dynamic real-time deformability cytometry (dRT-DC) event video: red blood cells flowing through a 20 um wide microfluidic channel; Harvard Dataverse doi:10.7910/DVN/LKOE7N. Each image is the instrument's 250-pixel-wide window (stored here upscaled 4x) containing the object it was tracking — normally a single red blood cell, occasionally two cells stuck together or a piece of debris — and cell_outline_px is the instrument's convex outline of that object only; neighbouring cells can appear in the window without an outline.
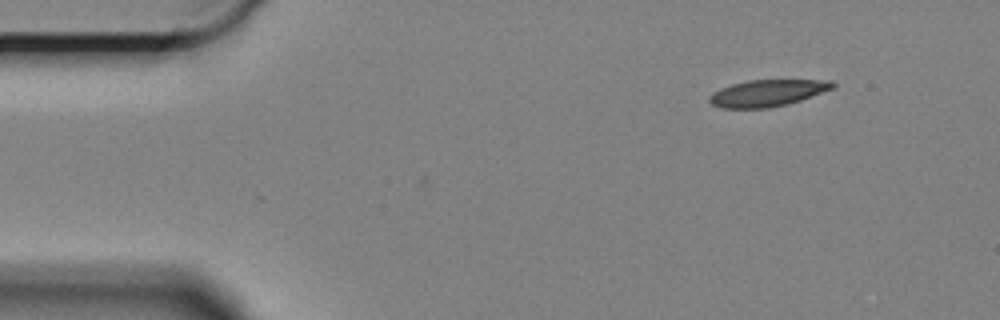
{"species": "Egyptian fruit bat (a non-hibernating species)", "species_latin": "Rousettus aegyptiacus", "temperature_condition": "cold", "stored_images_in_passage": 43, "camera_frame_rate_fps": 3000, "um_per_image_px": 0.085, "animal": {"sex": "female"}, "frame": {"image": 1, "passage_image": 1, "time_ms": 0.0, "image_size_px": [1000, 320], "cell_outline_px": [[836, 84], [832, 88], [800, 100], [788, 104], [768, 108], [720, 108], [712, 104], [708, 100], [708, 96], [712, 92], [720, 88], [732, 84], [748, 80], [832, 80]], "centroid_in_image_um": [65.18, 7.91], "position_along_channel_um": 19.8, "area_um2": 19.13}}
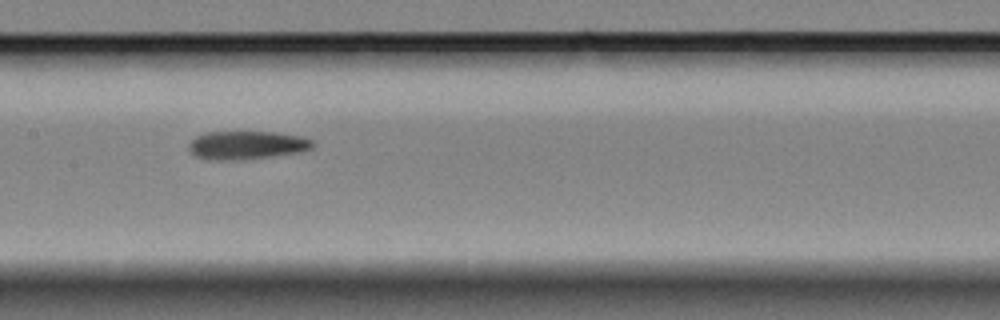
{"frame": {"image": 2, "passage_image": 23, "time_ms": 7.333, "image_size_px": [1000, 320], "cell_outline_px": [[316, 144], [312, 148], [300, 152], [272, 156], [240, 160], [208, 160], [196, 156], [188, 148], [188, 144], [196, 136], [204, 132], [272, 132], [304, 136], [316, 140]], "centroid_in_image_um": [21.02, 12.33], "position_along_channel_um": 186.4, "area_um2": 20.75}}
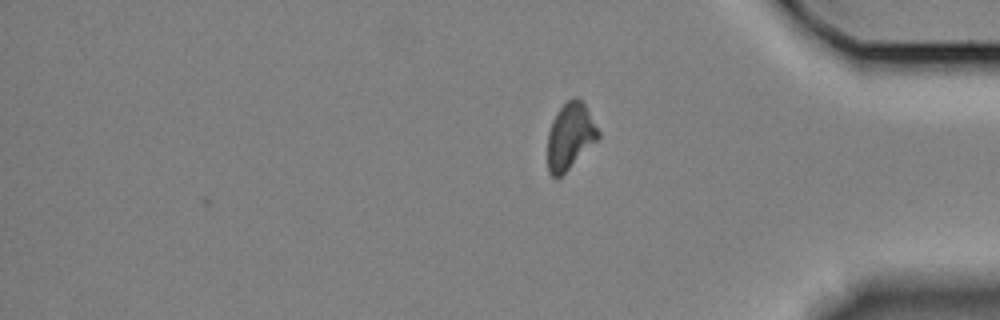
{"frame": {"image": 3, "passage_image": 43, "time_ms": 14.0, "image_size_px": [1000, 320], "cell_outline_px": [[600, 136], [556, 180], [548, 172], [548, 132], [552, 120], [556, 112], [572, 96], [576, 96], [584, 104], [600, 132]], "centroid_in_image_um": [48.43, 11.55], "position_along_channel_um": 386.8, "area_um2": 19.19}, "authors_computed_cell_mechanics": {"area_um2": 20.4612, "velocity_mm_per_s": 3.2797, "shape_relaxation_time_tau1_ms": 7.8549, "shape_relaxation_time_tau2_ms": 3.7664, "deformation_change_tau1": 0.1838, "deformation_change_tau2": 0.1102}}